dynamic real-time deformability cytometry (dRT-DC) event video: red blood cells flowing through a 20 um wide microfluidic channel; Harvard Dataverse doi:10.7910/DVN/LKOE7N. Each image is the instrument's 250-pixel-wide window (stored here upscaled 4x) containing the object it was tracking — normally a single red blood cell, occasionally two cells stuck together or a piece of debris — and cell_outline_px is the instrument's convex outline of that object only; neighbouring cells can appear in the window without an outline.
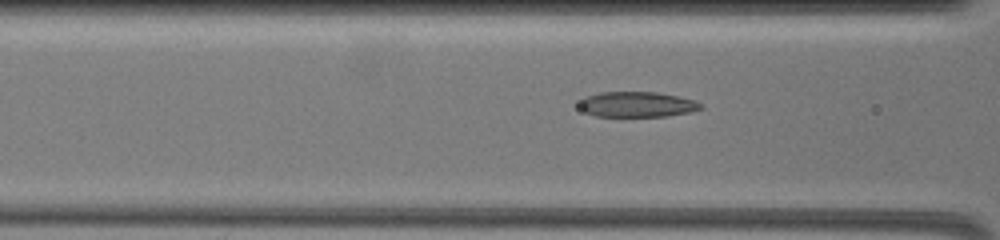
{"species": "common noctule bat (a hibernating species)", "species_latin": "Nyctalus noctula", "temperature_condition": "warm", "stored_images_in_passage": 32, "camera_frame_rate_fps": 3000, "um_per_image_px": 0.085, "animal": {"sex": "female", "body_mass_g": 19.5, "forearm_length_mm": 54.1}, "frame": {"image": 1, "passage_image": 9, "time_ms": 1.667, "image_size_px": [1000, 240], "cell_outline_px": [[704, 108], [692, 112], [668, 116], [596, 116], [584, 112], [576, 104], [584, 96], [600, 92], [656, 92], [696, 100]], "centroid_in_image_um": [54.12, 8.87], "position_along_channel_um": 112.5, "area_um2": 18.15}}
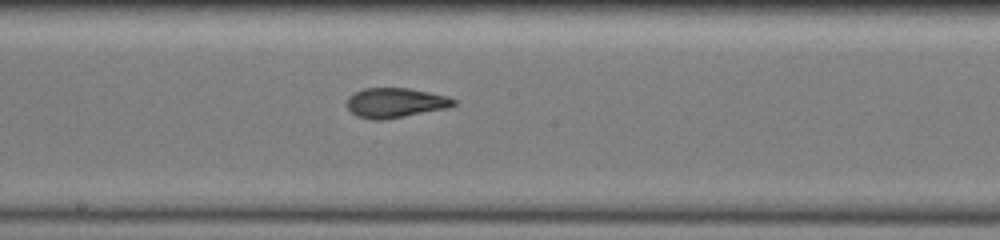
{"frame": {"image": 2, "passage_image": 22, "time_ms": 4.667, "image_size_px": [1000, 240], "cell_outline_px": [[456, 104], [448, 108], [384, 120], [372, 120], [356, 116], [348, 108], [348, 96], [364, 88], [408, 88], [428, 92], [444, 96], [456, 100]], "centroid_in_image_um": [33.59, 8.75], "position_along_channel_um": 214.6, "area_um2": 18.38}}
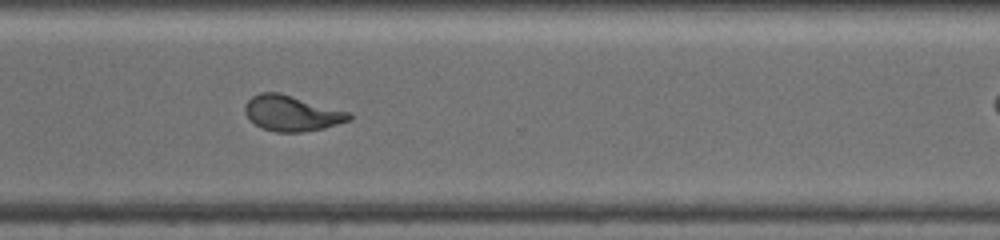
{"frame": {"image": 3, "passage_image": 31, "time_ms": 6.667, "image_size_px": [1000, 240], "cell_outline_px": [[352, 120], [324, 128], [300, 132], [276, 132], [260, 128], [244, 112], [244, 104], [252, 96], [260, 92], [280, 92], [352, 112]], "centroid_in_image_um": [24.83, 9.62], "position_along_channel_um": 345.8, "area_um2": 21.85}}